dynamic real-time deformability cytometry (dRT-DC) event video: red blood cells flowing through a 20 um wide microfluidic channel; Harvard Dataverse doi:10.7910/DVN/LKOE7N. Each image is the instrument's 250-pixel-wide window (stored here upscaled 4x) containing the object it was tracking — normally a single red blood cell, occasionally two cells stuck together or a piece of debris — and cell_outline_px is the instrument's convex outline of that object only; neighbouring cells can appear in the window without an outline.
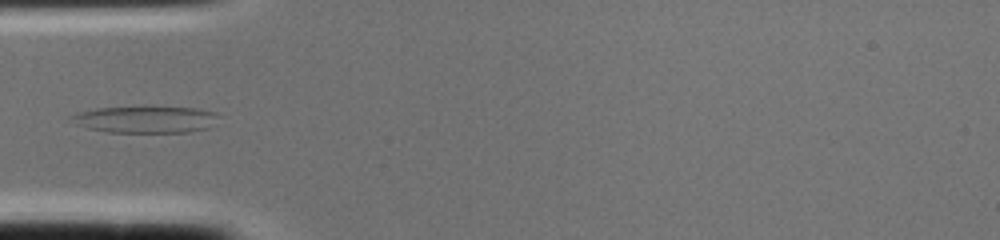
{"species": "common noctule bat (a hibernating species)", "species_latin": "Nyctalus noctula", "temperature_condition": "cold", "stored_images_in_passage": 2, "camera_frame_rate_fps": 3000, "um_per_image_px": 0.085, "animal": {"sex": "female", "body_mass_g": 22.0, "forearm_length_mm": 56.7}, "frame": {"image": 1, "passage_image": 2, "time_ms": 0.333, "image_size_px": [1000, 240], "cell_outline_px": [[220, 116], [208, 128], [188, 132], [108, 132], [88, 128], [76, 124], [68, 120], [68, 116], [76, 112], [96, 108], [200, 108], [216, 112]], "centroid_in_image_um": [12.33, 10.16], "position_along_channel_um": 72.7, "area_um2": 22.77}}